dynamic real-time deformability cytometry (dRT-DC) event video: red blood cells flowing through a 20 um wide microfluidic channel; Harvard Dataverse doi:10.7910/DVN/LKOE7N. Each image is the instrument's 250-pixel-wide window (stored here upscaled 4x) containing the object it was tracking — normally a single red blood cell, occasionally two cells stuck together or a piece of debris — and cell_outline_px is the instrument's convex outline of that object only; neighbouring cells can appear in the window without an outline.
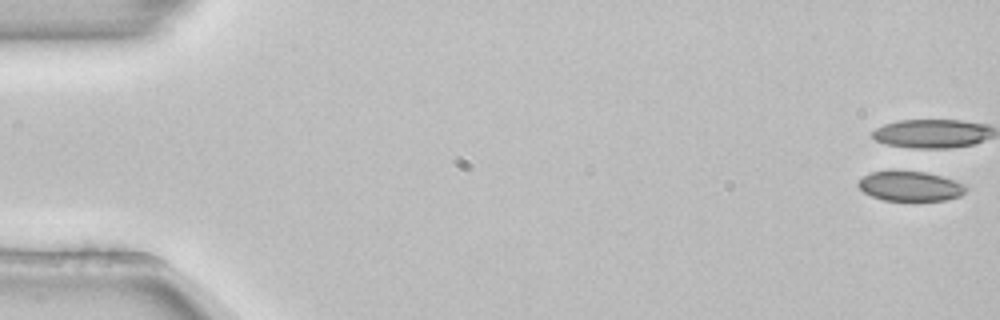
{"species": "common noctule bat (a hibernating species)", "species_latin": "Nyctalus noctula", "temperature_condition": "room temperature", "stored_images_in_passage": 23, "camera_frame_rate_fps": 3000, "um_per_image_px": 0.085, "animal": {"sex": "female", "body_mass_g": 22.7, "forearm_length_mm": 54.2}, "frame": {"image": 1, "passage_image": 1, "time_ms": 0.0, "image_size_px": [1000, 320], "cell_outline_px": [[968, 188], [960, 196], [944, 200], [884, 200], [872, 196], [864, 192], [856, 184], [864, 176], [872, 172], [924, 172], [940, 176], [964, 184]], "centroid_in_image_um": [77.37, 15.84], "position_along_channel_um": 7.6, "area_um2": 18.15}}